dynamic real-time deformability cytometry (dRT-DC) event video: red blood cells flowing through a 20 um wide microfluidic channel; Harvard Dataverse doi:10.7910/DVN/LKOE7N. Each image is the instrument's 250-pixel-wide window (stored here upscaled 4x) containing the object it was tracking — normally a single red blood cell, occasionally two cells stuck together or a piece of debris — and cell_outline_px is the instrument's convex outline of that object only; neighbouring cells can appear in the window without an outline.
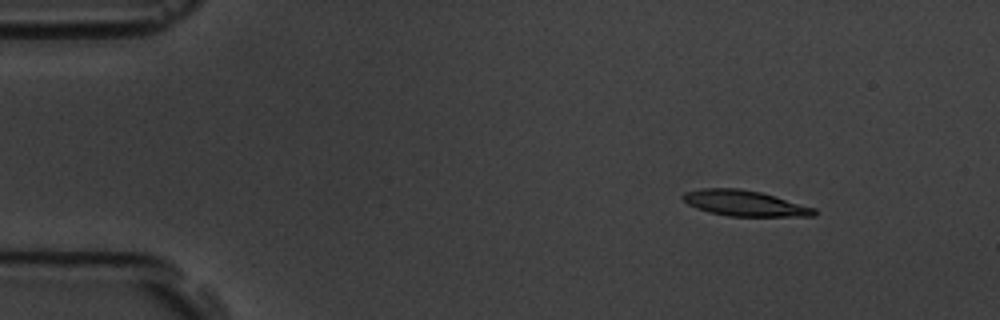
{"species": "common noctule bat (a hibernating species)", "species_latin": "Nyctalus noctula", "temperature_condition": "room temperature", "stored_images_in_passage": 8, "camera_frame_rate_fps": 3000, "um_per_image_px": 0.085, "animal": {"sex": "male", "body_mass_g": 19.5, "forearm_length_mm": 54.6}, "frame": {"image": 1, "passage_image": 2, "time_ms": 1.0, "image_size_px": [1000, 320], "cell_outline_px": [[816, 216], [728, 216], [696, 208], [688, 204], [680, 196], [684, 192], [700, 188], [740, 188], [760, 192], [816, 208]], "centroid_in_image_um": [63.27, 17.27], "position_along_channel_um": 21.7, "area_um2": 19.54}}
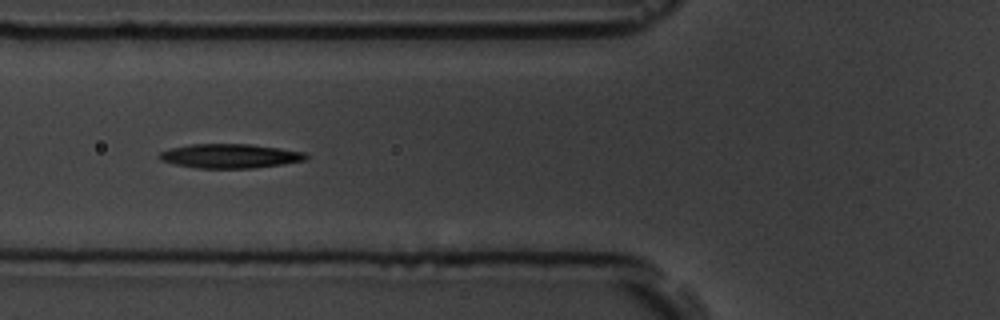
{"frame": {"image": 2, "passage_image": 6, "time_ms": 5.667, "image_size_px": [1000, 320], "cell_outline_px": [[308, 160], [252, 168], [200, 168], [176, 164], [160, 160], [156, 156], [160, 152], [168, 148], [188, 144], [248, 144], [280, 148], [304, 152], [308, 156]], "centroid_in_image_um": [19.51, 13.25], "position_along_channel_um": 106.3, "area_um2": 20.69}}
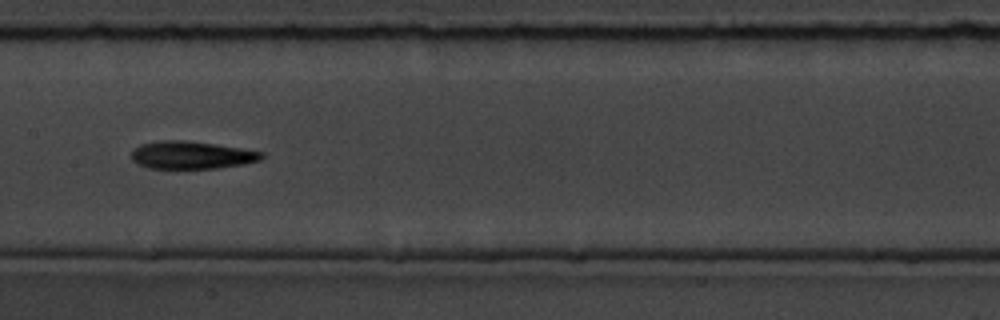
{"frame": {"image": 3, "passage_image": 8, "time_ms": 8.0, "image_size_px": [1000, 320], "cell_outline_px": [[264, 156], [260, 160], [244, 164], [216, 168], [148, 168], [136, 164], [132, 160], [132, 152], [140, 144], [160, 140], [184, 140], [216, 144], [264, 152]], "centroid_in_image_um": [16.27, 13.18], "position_along_channel_um": 191.1, "area_um2": 20.98}}